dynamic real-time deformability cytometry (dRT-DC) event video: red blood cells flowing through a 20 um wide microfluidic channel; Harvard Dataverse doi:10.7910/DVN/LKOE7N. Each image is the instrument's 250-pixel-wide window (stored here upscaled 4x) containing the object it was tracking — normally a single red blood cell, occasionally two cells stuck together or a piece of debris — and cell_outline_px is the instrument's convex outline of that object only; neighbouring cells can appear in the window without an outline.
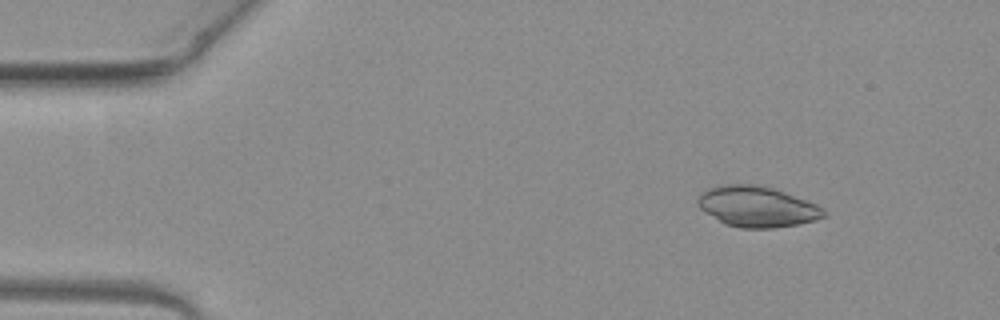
{"species": "common noctule bat (a hibernating species)", "species_latin": "Nyctalus noctula", "temperature_condition": "warm", "stored_images_in_passage": 8, "camera_frame_rate_fps": 3000, "um_per_image_px": 0.085, "animal": {"sex": "female", "body_mass_g": 19.3, "forearm_length_mm": 54.1}, "frame": {"image": 1, "passage_image": 1, "time_ms": 0.0, "image_size_px": [1000, 320], "cell_outline_px": [[828, 212], [824, 216], [816, 220], [800, 224], [772, 228], [740, 228], [724, 224], [704, 212], [696, 204], [696, 200], [704, 188], [716, 184], [756, 184], [776, 188], [816, 204], [824, 208]], "centroid_in_image_um": [64.31, 17.55], "position_along_channel_um": 20.7, "area_um2": 30.52}}